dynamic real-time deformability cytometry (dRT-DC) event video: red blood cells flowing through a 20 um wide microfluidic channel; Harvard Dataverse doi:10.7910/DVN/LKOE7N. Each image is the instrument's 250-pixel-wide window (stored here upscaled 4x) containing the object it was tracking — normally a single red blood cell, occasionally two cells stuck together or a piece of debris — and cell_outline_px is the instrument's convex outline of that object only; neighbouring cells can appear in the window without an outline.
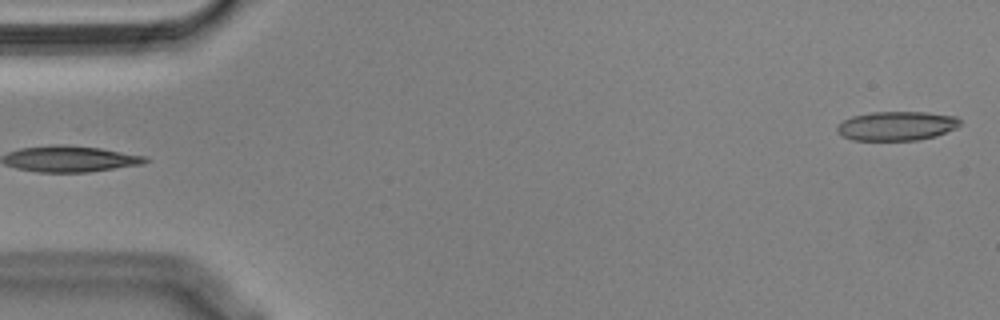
{"species": "Egyptian fruit bat (a non-hibernating species)", "species_latin": "Rousettus aegyptiacus", "temperature_condition": "cold", "stored_images_in_passage": 54, "camera_frame_rate_fps": 3000, "um_per_image_px": 0.085, "animal": {"sex": "male"}, "frame": {"image": 1, "passage_image": 1, "time_ms": 0.0, "image_size_px": [1000, 320], "cell_outline_px": [[960, 124], [956, 128], [936, 136], [920, 140], [852, 140], [840, 136], [836, 132], [836, 128], [844, 120], [852, 116], [872, 112], [928, 112], [956, 116], [960, 120]], "centroid_in_image_um": [76.21, 10.71], "position_along_channel_um": 8.8, "area_um2": 21.04}}
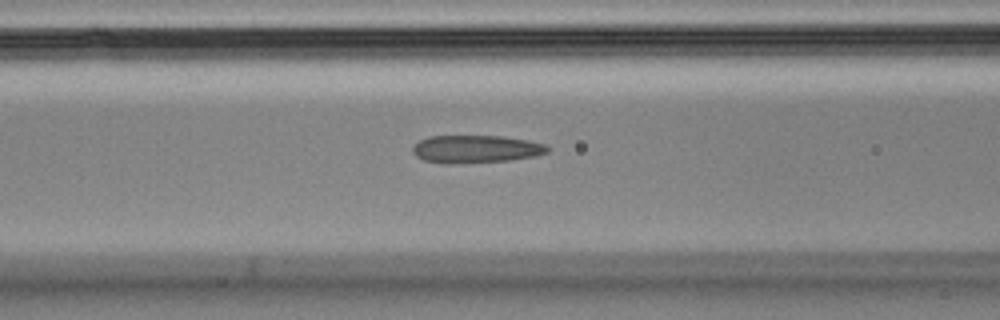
{"frame": {"image": 2, "passage_image": 21, "time_ms": 6.667, "image_size_px": [1000, 320], "cell_outline_px": [[548, 152], [536, 156], [508, 160], [448, 164], [444, 164], [424, 160], [416, 156], [412, 152], [412, 148], [420, 140], [428, 136], [500, 136], [528, 140], [544, 144], [548, 148]], "centroid_in_image_um": [40.42, 12.67], "position_along_channel_um": 126.2, "area_um2": 21.68}}
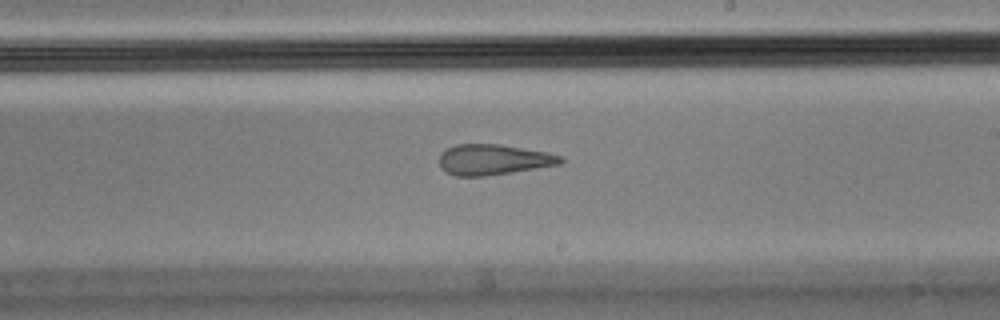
{"frame": {"image": 3, "passage_image": 31, "time_ms": 10.0, "image_size_px": [1000, 320], "cell_outline_px": [[564, 160], [560, 164], [512, 172], [484, 176], [456, 176], [440, 168], [440, 152], [456, 144], [496, 144], [548, 152], [560, 156]], "centroid_in_image_um": [41.91, 13.57], "position_along_channel_um": 247.1, "area_um2": 21.39}, "authors_computed_cell_mechanics": {"area_um2": 22.1663, "velocity_mm_per_s": 3.6346, "shape_relaxation_time_tau1_ms": null, "shape_relaxation_time_tau2_ms": 3.099, "deformation_change_tau1": null, "deformation_change_tau2": 0.1121}}